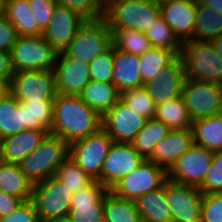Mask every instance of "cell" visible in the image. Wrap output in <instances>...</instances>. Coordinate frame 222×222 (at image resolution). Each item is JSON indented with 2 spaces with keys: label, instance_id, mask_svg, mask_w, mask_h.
I'll use <instances>...</instances> for the list:
<instances>
[{
  "label": "cell",
  "instance_id": "6da1fadb",
  "mask_svg": "<svg viewBox=\"0 0 222 222\" xmlns=\"http://www.w3.org/2000/svg\"><path fill=\"white\" fill-rule=\"evenodd\" d=\"M52 134L69 145L102 128V116L80 96L57 94L54 99Z\"/></svg>",
  "mask_w": 222,
  "mask_h": 222
},
{
  "label": "cell",
  "instance_id": "7a4b0ae2",
  "mask_svg": "<svg viewBox=\"0 0 222 222\" xmlns=\"http://www.w3.org/2000/svg\"><path fill=\"white\" fill-rule=\"evenodd\" d=\"M69 157V144L58 135L47 133L19 165L32 185L55 176L58 167Z\"/></svg>",
  "mask_w": 222,
  "mask_h": 222
},
{
  "label": "cell",
  "instance_id": "3957f363",
  "mask_svg": "<svg viewBox=\"0 0 222 222\" xmlns=\"http://www.w3.org/2000/svg\"><path fill=\"white\" fill-rule=\"evenodd\" d=\"M103 5V18L112 33L124 28L146 32L161 15L160 7L153 0H122Z\"/></svg>",
  "mask_w": 222,
  "mask_h": 222
},
{
  "label": "cell",
  "instance_id": "277c9868",
  "mask_svg": "<svg viewBox=\"0 0 222 222\" xmlns=\"http://www.w3.org/2000/svg\"><path fill=\"white\" fill-rule=\"evenodd\" d=\"M181 57L189 79L222 84V58L211 42H186Z\"/></svg>",
  "mask_w": 222,
  "mask_h": 222
},
{
  "label": "cell",
  "instance_id": "5b68a950",
  "mask_svg": "<svg viewBox=\"0 0 222 222\" xmlns=\"http://www.w3.org/2000/svg\"><path fill=\"white\" fill-rule=\"evenodd\" d=\"M58 52L42 36H18L11 55L14 72L54 69Z\"/></svg>",
  "mask_w": 222,
  "mask_h": 222
},
{
  "label": "cell",
  "instance_id": "8992f818",
  "mask_svg": "<svg viewBox=\"0 0 222 222\" xmlns=\"http://www.w3.org/2000/svg\"><path fill=\"white\" fill-rule=\"evenodd\" d=\"M112 45V32L102 17L86 20L63 52L69 57L89 64Z\"/></svg>",
  "mask_w": 222,
  "mask_h": 222
},
{
  "label": "cell",
  "instance_id": "52a82bcc",
  "mask_svg": "<svg viewBox=\"0 0 222 222\" xmlns=\"http://www.w3.org/2000/svg\"><path fill=\"white\" fill-rule=\"evenodd\" d=\"M113 139L100 128L86 138L69 145V157L92 179L101 183L103 161L113 144Z\"/></svg>",
  "mask_w": 222,
  "mask_h": 222
},
{
  "label": "cell",
  "instance_id": "ba28073f",
  "mask_svg": "<svg viewBox=\"0 0 222 222\" xmlns=\"http://www.w3.org/2000/svg\"><path fill=\"white\" fill-rule=\"evenodd\" d=\"M73 194L55 176L33 185L31 200L36 206L40 222L68 216Z\"/></svg>",
  "mask_w": 222,
  "mask_h": 222
},
{
  "label": "cell",
  "instance_id": "9c48e42d",
  "mask_svg": "<svg viewBox=\"0 0 222 222\" xmlns=\"http://www.w3.org/2000/svg\"><path fill=\"white\" fill-rule=\"evenodd\" d=\"M9 92L19 102L54 101L57 95L54 70L14 72Z\"/></svg>",
  "mask_w": 222,
  "mask_h": 222
},
{
  "label": "cell",
  "instance_id": "30bf717a",
  "mask_svg": "<svg viewBox=\"0 0 222 222\" xmlns=\"http://www.w3.org/2000/svg\"><path fill=\"white\" fill-rule=\"evenodd\" d=\"M168 180L165 169L145 160L131 173L121 178L111 189L117 196L136 200L145 193L158 190Z\"/></svg>",
  "mask_w": 222,
  "mask_h": 222
},
{
  "label": "cell",
  "instance_id": "8fae6325",
  "mask_svg": "<svg viewBox=\"0 0 222 222\" xmlns=\"http://www.w3.org/2000/svg\"><path fill=\"white\" fill-rule=\"evenodd\" d=\"M181 96L193 121L222 113L220 84L187 77Z\"/></svg>",
  "mask_w": 222,
  "mask_h": 222
},
{
  "label": "cell",
  "instance_id": "7c38bea8",
  "mask_svg": "<svg viewBox=\"0 0 222 222\" xmlns=\"http://www.w3.org/2000/svg\"><path fill=\"white\" fill-rule=\"evenodd\" d=\"M214 152L200 145L193 144L177 159L168 173V180L199 187L209 170Z\"/></svg>",
  "mask_w": 222,
  "mask_h": 222
},
{
  "label": "cell",
  "instance_id": "4fadbf2b",
  "mask_svg": "<svg viewBox=\"0 0 222 222\" xmlns=\"http://www.w3.org/2000/svg\"><path fill=\"white\" fill-rule=\"evenodd\" d=\"M165 194L172 222H200L203 194L196 186L167 180Z\"/></svg>",
  "mask_w": 222,
  "mask_h": 222
},
{
  "label": "cell",
  "instance_id": "5bb4252c",
  "mask_svg": "<svg viewBox=\"0 0 222 222\" xmlns=\"http://www.w3.org/2000/svg\"><path fill=\"white\" fill-rule=\"evenodd\" d=\"M147 118L119 100L102 116V128L117 143H131Z\"/></svg>",
  "mask_w": 222,
  "mask_h": 222
},
{
  "label": "cell",
  "instance_id": "9a60e30c",
  "mask_svg": "<svg viewBox=\"0 0 222 222\" xmlns=\"http://www.w3.org/2000/svg\"><path fill=\"white\" fill-rule=\"evenodd\" d=\"M145 159L131 143L113 142L101 170V184L110 190L121 178L141 165Z\"/></svg>",
  "mask_w": 222,
  "mask_h": 222
},
{
  "label": "cell",
  "instance_id": "2e32d148",
  "mask_svg": "<svg viewBox=\"0 0 222 222\" xmlns=\"http://www.w3.org/2000/svg\"><path fill=\"white\" fill-rule=\"evenodd\" d=\"M86 20L79 13L56 4L42 36L58 53L63 52Z\"/></svg>",
  "mask_w": 222,
  "mask_h": 222
},
{
  "label": "cell",
  "instance_id": "e0dca14e",
  "mask_svg": "<svg viewBox=\"0 0 222 222\" xmlns=\"http://www.w3.org/2000/svg\"><path fill=\"white\" fill-rule=\"evenodd\" d=\"M108 189L92 180L73 194L69 217L73 222H104L103 198Z\"/></svg>",
  "mask_w": 222,
  "mask_h": 222
},
{
  "label": "cell",
  "instance_id": "ac0fdd59",
  "mask_svg": "<svg viewBox=\"0 0 222 222\" xmlns=\"http://www.w3.org/2000/svg\"><path fill=\"white\" fill-rule=\"evenodd\" d=\"M57 94L79 96L90 81L89 64L67 56L57 54L54 65Z\"/></svg>",
  "mask_w": 222,
  "mask_h": 222
},
{
  "label": "cell",
  "instance_id": "d6986e66",
  "mask_svg": "<svg viewBox=\"0 0 222 222\" xmlns=\"http://www.w3.org/2000/svg\"><path fill=\"white\" fill-rule=\"evenodd\" d=\"M186 79L185 64L183 58L179 56L143 86L150 98L158 105L181 96Z\"/></svg>",
  "mask_w": 222,
  "mask_h": 222
},
{
  "label": "cell",
  "instance_id": "ffe728a7",
  "mask_svg": "<svg viewBox=\"0 0 222 222\" xmlns=\"http://www.w3.org/2000/svg\"><path fill=\"white\" fill-rule=\"evenodd\" d=\"M160 9L164 21L182 44L193 41L197 0H174L162 5Z\"/></svg>",
  "mask_w": 222,
  "mask_h": 222
},
{
  "label": "cell",
  "instance_id": "44dd1931",
  "mask_svg": "<svg viewBox=\"0 0 222 222\" xmlns=\"http://www.w3.org/2000/svg\"><path fill=\"white\" fill-rule=\"evenodd\" d=\"M193 144L192 130H171L155 145L148 161L154 162L168 172L177 159L188 151Z\"/></svg>",
  "mask_w": 222,
  "mask_h": 222
},
{
  "label": "cell",
  "instance_id": "7402d4cb",
  "mask_svg": "<svg viewBox=\"0 0 222 222\" xmlns=\"http://www.w3.org/2000/svg\"><path fill=\"white\" fill-rule=\"evenodd\" d=\"M47 134L44 130L25 129L0 141V160L20 163L30 154Z\"/></svg>",
  "mask_w": 222,
  "mask_h": 222
},
{
  "label": "cell",
  "instance_id": "603a6c76",
  "mask_svg": "<svg viewBox=\"0 0 222 222\" xmlns=\"http://www.w3.org/2000/svg\"><path fill=\"white\" fill-rule=\"evenodd\" d=\"M139 55L123 52L113 46L112 83L122 93L143 86L139 72Z\"/></svg>",
  "mask_w": 222,
  "mask_h": 222
},
{
  "label": "cell",
  "instance_id": "cb8c5ba5",
  "mask_svg": "<svg viewBox=\"0 0 222 222\" xmlns=\"http://www.w3.org/2000/svg\"><path fill=\"white\" fill-rule=\"evenodd\" d=\"M93 110L103 116L121 97V93L113 83L90 80L79 95Z\"/></svg>",
  "mask_w": 222,
  "mask_h": 222
},
{
  "label": "cell",
  "instance_id": "d4e9b609",
  "mask_svg": "<svg viewBox=\"0 0 222 222\" xmlns=\"http://www.w3.org/2000/svg\"><path fill=\"white\" fill-rule=\"evenodd\" d=\"M2 12L15 26L18 36L42 35L28 0H7Z\"/></svg>",
  "mask_w": 222,
  "mask_h": 222
},
{
  "label": "cell",
  "instance_id": "484cf974",
  "mask_svg": "<svg viewBox=\"0 0 222 222\" xmlns=\"http://www.w3.org/2000/svg\"><path fill=\"white\" fill-rule=\"evenodd\" d=\"M143 222H172L164 186L135 200Z\"/></svg>",
  "mask_w": 222,
  "mask_h": 222
},
{
  "label": "cell",
  "instance_id": "4316f807",
  "mask_svg": "<svg viewBox=\"0 0 222 222\" xmlns=\"http://www.w3.org/2000/svg\"><path fill=\"white\" fill-rule=\"evenodd\" d=\"M194 144L212 152H222V113L193 121Z\"/></svg>",
  "mask_w": 222,
  "mask_h": 222
},
{
  "label": "cell",
  "instance_id": "83f0119b",
  "mask_svg": "<svg viewBox=\"0 0 222 222\" xmlns=\"http://www.w3.org/2000/svg\"><path fill=\"white\" fill-rule=\"evenodd\" d=\"M32 190L33 185L21 171L19 163L0 160V191L28 201L32 198Z\"/></svg>",
  "mask_w": 222,
  "mask_h": 222
},
{
  "label": "cell",
  "instance_id": "f1b7e54d",
  "mask_svg": "<svg viewBox=\"0 0 222 222\" xmlns=\"http://www.w3.org/2000/svg\"><path fill=\"white\" fill-rule=\"evenodd\" d=\"M104 222H143L134 200L108 190L103 198Z\"/></svg>",
  "mask_w": 222,
  "mask_h": 222
},
{
  "label": "cell",
  "instance_id": "f546056e",
  "mask_svg": "<svg viewBox=\"0 0 222 222\" xmlns=\"http://www.w3.org/2000/svg\"><path fill=\"white\" fill-rule=\"evenodd\" d=\"M171 130H192L193 119L190 116L182 96L156 105L155 117Z\"/></svg>",
  "mask_w": 222,
  "mask_h": 222
},
{
  "label": "cell",
  "instance_id": "4dcf8cb0",
  "mask_svg": "<svg viewBox=\"0 0 222 222\" xmlns=\"http://www.w3.org/2000/svg\"><path fill=\"white\" fill-rule=\"evenodd\" d=\"M25 129L23 104L8 91L0 97V138L16 135Z\"/></svg>",
  "mask_w": 222,
  "mask_h": 222
},
{
  "label": "cell",
  "instance_id": "1f68e13d",
  "mask_svg": "<svg viewBox=\"0 0 222 222\" xmlns=\"http://www.w3.org/2000/svg\"><path fill=\"white\" fill-rule=\"evenodd\" d=\"M170 131L171 129L162 121L150 118L147 119L145 125L140 129L131 144L145 160H148L153 153L155 145Z\"/></svg>",
  "mask_w": 222,
  "mask_h": 222
},
{
  "label": "cell",
  "instance_id": "d6a6232c",
  "mask_svg": "<svg viewBox=\"0 0 222 222\" xmlns=\"http://www.w3.org/2000/svg\"><path fill=\"white\" fill-rule=\"evenodd\" d=\"M23 104V125L26 129L51 132L54 101L21 102Z\"/></svg>",
  "mask_w": 222,
  "mask_h": 222
},
{
  "label": "cell",
  "instance_id": "836d02e7",
  "mask_svg": "<svg viewBox=\"0 0 222 222\" xmlns=\"http://www.w3.org/2000/svg\"><path fill=\"white\" fill-rule=\"evenodd\" d=\"M222 34V14L204 6L197 0V17L193 41L211 42Z\"/></svg>",
  "mask_w": 222,
  "mask_h": 222
},
{
  "label": "cell",
  "instance_id": "e575fe53",
  "mask_svg": "<svg viewBox=\"0 0 222 222\" xmlns=\"http://www.w3.org/2000/svg\"><path fill=\"white\" fill-rule=\"evenodd\" d=\"M179 56L174 51L152 47L144 54L140 55L139 72L142 84L144 85L156 75H158L163 68L173 63Z\"/></svg>",
  "mask_w": 222,
  "mask_h": 222
},
{
  "label": "cell",
  "instance_id": "d590c367",
  "mask_svg": "<svg viewBox=\"0 0 222 222\" xmlns=\"http://www.w3.org/2000/svg\"><path fill=\"white\" fill-rule=\"evenodd\" d=\"M151 47L174 51L181 56L183 44L175 36L171 27L160 15L145 32Z\"/></svg>",
  "mask_w": 222,
  "mask_h": 222
},
{
  "label": "cell",
  "instance_id": "8d00e7d4",
  "mask_svg": "<svg viewBox=\"0 0 222 222\" xmlns=\"http://www.w3.org/2000/svg\"><path fill=\"white\" fill-rule=\"evenodd\" d=\"M112 42L117 49L139 56L152 48L145 32L135 29L115 30L112 33Z\"/></svg>",
  "mask_w": 222,
  "mask_h": 222
},
{
  "label": "cell",
  "instance_id": "74e56055",
  "mask_svg": "<svg viewBox=\"0 0 222 222\" xmlns=\"http://www.w3.org/2000/svg\"><path fill=\"white\" fill-rule=\"evenodd\" d=\"M55 177H57L72 194L92 181L70 157L58 167Z\"/></svg>",
  "mask_w": 222,
  "mask_h": 222
},
{
  "label": "cell",
  "instance_id": "f35d334b",
  "mask_svg": "<svg viewBox=\"0 0 222 222\" xmlns=\"http://www.w3.org/2000/svg\"><path fill=\"white\" fill-rule=\"evenodd\" d=\"M120 100L147 119L155 117L156 104L150 98L144 86L122 92Z\"/></svg>",
  "mask_w": 222,
  "mask_h": 222
},
{
  "label": "cell",
  "instance_id": "ab89813d",
  "mask_svg": "<svg viewBox=\"0 0 222 222\" xmlns=\"http://www.w3.org/2000/svg\"><path fill=\"white\" fill-rule=\"evenodd\" d=\"M90 80L112 83L113 78V45L99 54L90 63Z\"/></svg>",
  "mask_w": 222,
  "mask_h": 222
},
{
  "label": "cell",
  "instance_id": "60d3db41",
  "mask_svg": "<svg viewBox=\"0 0 222 222\" xmlns=\"http://www.w3.org/2000/svg\"><path fill=\"white\" fill-rule=\"evenodd\" d=\"M56 2L79 13L87 20L100 19L104 16L102 0H56Z\"/></svg>",
  "mask_w": 222,
  "mask_h": 222
},
{
  "label": "cell",
  "instance_id": "b9f144b4",
  "mask_svg": "<svg viewBox=\"0 0 222 222\" xmlns=\"http://www.w3.org/2000/svg\"><path fill=\"white\" fill-rule=\"evenodd\" d=\"M202 194L222 192V152H215L203 183L198 187Z\"/></svg>",
  "mask_w": 222,
  "mask_h": 222
},
{
  "label": "cell",
  "instance_id": "7bdbcfd3",
  "mask_svg": "<svg viewBox=\"0 0 222 222\" xmlns=\"http://www.w3.org/2000/svg\"><path fill=\"white\" fill-rule=\"evenodd\" d=\"M200 222H222V192L203 194Z\"/></svg>",
  "mask_w": 222,
  "mask_h": 222
},
{
  "label": "cell",
  "instance_id": "ee69618b",
  "mask_svg": "<svg viewBox=\"0 0 222 222\" xmlns=\"http://www.w3.org/2000/svg\"><path fill=\"white\" fill-rule=\"evenodd\" d=\"M38 27L44 31L51 19L56 0H28Z\"/></svg>",
  "mask_w": 222,
  "mask_h": 222
},
{
  "label": "cell",
  "instance_id": "f6af8a7d",
  "mask_svg": "<svg viewBox=\"0 0 222 222\" xmlns=\"http://www.w3.org/2000/svg\"><path fill=\"white\" fill-rule=\"evenodd\" d=\"M0 222H40L36 206L32 200L24 201L21 206L12 211L8 216L0 219Z\"/></svg>",
  "mask_w": 222,
  "mask_h": 222
},
{
  "label": "cell",
  "instance_id": "bcb514c9",
  "mask_svg": "<svg viewBox=\"0 0 222 222\" xmlns=\"http://www.w3.org/2000/svg\"><path fill=\"white\" fill-rule=\"evenodd\" d=\"M17 38L15 26L0 12V50L10 53Z\"/></svg>",
  "mask_w": 222,
  "mask_h": 222
},
{
  "label": "cell",
  "instance_id": "7dc6e473",
  "mask_svg": "<svg viewBox=\"0 0 222 222\" xmlns=\"http://www.w3.org/2000/svg\"><path fill=\"white\" fill-rule=\"evenodd\" d=\"M24 200L0 191V219L8 216L12 211L22 205Z\"/></svg>",
  "mask_w": 222,
  "mask_h": 222
},
{
  "label": "cell",
  "instance_id": "c3c4849f",
  "mask_svg": "<svg viewBox=\"0 0 222 222\" xmlns=\"http://www.w3.org/2000/svg\"><path fill=\"white\" fill-rule=\"evenodd\" d=\"M13 74L10 53L0 50V81L11 83Z\"/></svg>",
  "mask_w": 222,
  "mask_h": 222
},
{
  "label": "cell",
  "instance_id": "681fc988",
  "mask_svg": "<svg viewBox=\"0 0 222 222\" xmlns=\"http://www.w3.org/2000/svg\"><path fill=\"white\" fill-rule=\"evenodd\" d=\"M204 6L215 11L216 13L222 14V0H199Z\"/></svg>",
  "mask_w": 222,
  "mask_h": 222
},
{
  "label": "cell",
  "instance_id": "f907efd6",
  "mask_svg": "<svg viewBox=\"0 0 222 222\" xmlns=\"http://www.w3.org/2000/svg\"><path fill=\"white\" fill-rule=\"evenodd\" d=\"M215 51L219 54L222 58V34L211 41Z\"/></svg>",
  "mask_w": 222,
  "mask_h": 222
},
{
  "label": "cell",
  "instance_id": "816d5d0a",
  "mask_svg": "<svg viewBox=\"0 0 222 222\" xmlns=\"http://www.w3.org/2000/svg\"><path fill=\"white\" fill-rule=\"evenodd\" d=\"M10 83L8 81H0V97L9 91Z\"/></svg>",
  "mask_w": 222,
  "mask_h": 222
},
{
  "label": "cell",
  "instance_id": "f5cc1de1",
  "mask_svg": "<svg viewBox=\"0 0 222 222\" xmlns=\"http://www.w3.org/2000/svg\"><path fill=\"white\" fill-rule=\"evenodd\" d=\"M50 222H73V221L69 216H64V217L51 220Z\"/></svg>",
  "mask_w": 222,
  "mask_h": 222
},
{
  "label": "cell",
  "instance_id": "db71d44e",
  "mask_svg": "<svg viewBox=\"0 0 222 222\" xmlns=\"http://www.w3.org/2000/svg\"><path fill=\"white\" fill-rule=\"evenodd\" d=\"M159 7H161L164 4L170 3L174 0H153Z\"/></svg>",
  "mask_w": 222,
  "mask_h": 222
},
{
  "label": "cell",
  "instance_id": "11a10c76",
  "mask_svg": "<svg viewBox=\"0 0 222 222\" xmlns=\"http://www.w3.org/2000/svg\"><path fill=\"white\" fill-rule=\"evenodd\" d=\"M7 0H0V12L3 11Z\"/></svg>",
  "mask_w": 222,
  "mask_h": 222
},
{
  "label": "cell",
  "instance_id": "9f6ffc18",
  "mask_svg": "<svg viewBox=\"0 0 222 222\" xmlns=\"http://www.w3.org/2000/svg\"><path fill=\"white\" fill-rule=\"evenodd\" d=\"M117 1H122V0H102V2H117Z\"/></svg>",
  "mask_w": 222,
  "mask_h": 222
}]
</instances>
